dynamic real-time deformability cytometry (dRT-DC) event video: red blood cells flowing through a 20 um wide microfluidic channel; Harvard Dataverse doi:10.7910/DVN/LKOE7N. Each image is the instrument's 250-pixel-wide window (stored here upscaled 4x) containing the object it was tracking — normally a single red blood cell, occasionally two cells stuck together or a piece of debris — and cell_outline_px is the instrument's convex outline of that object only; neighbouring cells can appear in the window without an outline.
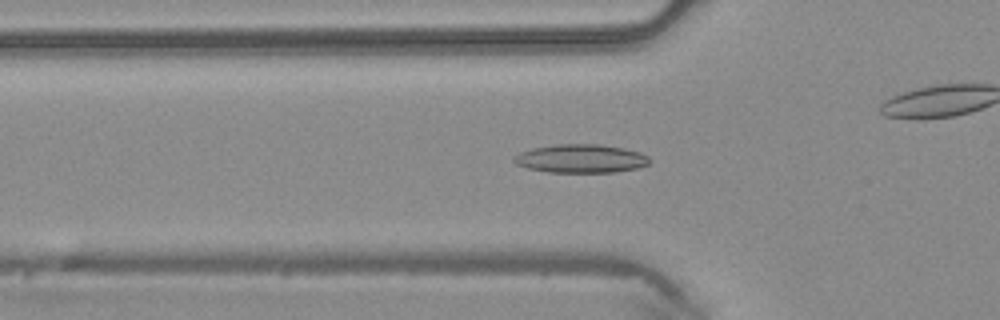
{"species": "common noctule bat (a hibernating species)", "species_latin": "Nyctalus noctula", "temperature_condition": "warm", "stored_images_in_passage": 37, "camera_frame_rate_fps": 3000, "um_per_image_px": 0.085, "animal": {"sex": "male", "body_mass_g": 20.4}, "frame": {"image": 1, "passage_image": 5, "time_ms": 1.333, "image_size_px": [1000, 320], "cell_outline_px": [[652, 160], [648, 164], [636, 168], [616, 172], [548, 172], [528, 168], [516, 164], [512, 160], [512, 156], [520, 152], [532, 148], [556, 144], [600, 144], [624, 148], [640, 152], [648, 156]], "centroid_in_image_um": [49.36, 13.47], "position_along_channel_um": 76.4, "area_um2": 22.66}}
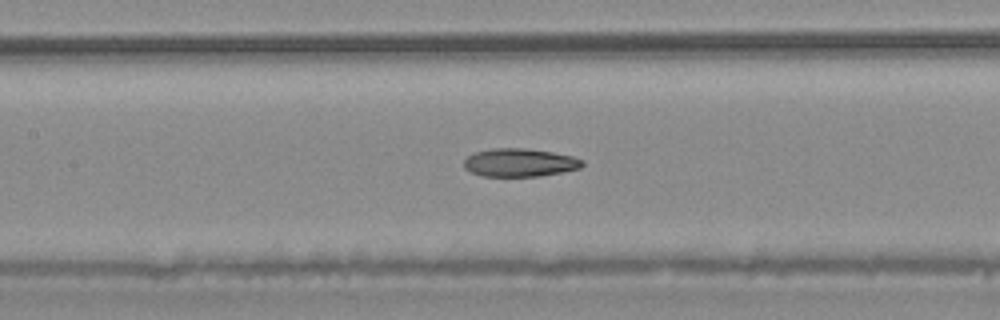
{"frame": {"image": 2, "passage_image": 11, "time_ms": 3.333, "image_size_px": [1000, 320], "cell_outline_px": [[584, 164], [580, 168], [540, 176], [480, 176], [464, 168], [464, 160], [472, 152], [492, 148], [524, 148], [552, 152], [572, 156], [584, 160]], "centroid_in_image_um": [44.15, 13.81], "position_along_channel_um": 163.3, "area_um2": 19.48}}
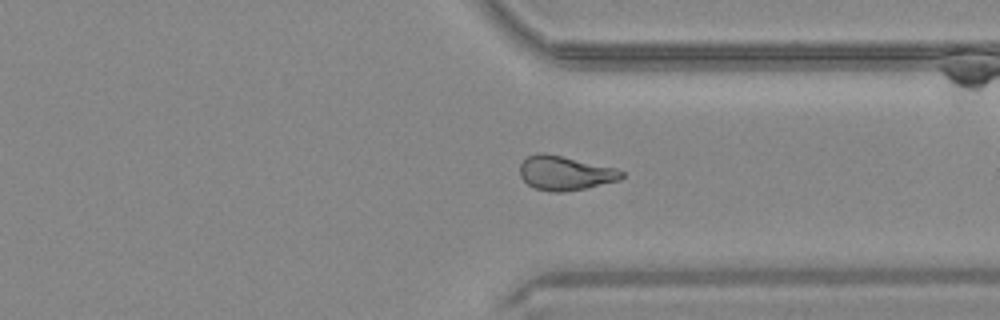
{"frame": {"image": 3, "passage_image": 25, "time_ms": 8.0, "image_size_px": [1000, 320], "cell_outline_px": [[624, 176], [620, 180], [584, 188], [560, 192], [548, 192], [536, 188], [528, 184], [520, 176], [520, 164], [528, 156], [536, 152], [544, 152], [616, 168], [624, 172]], "centroid_in_image_um": [48.02, 14.7], "position_along_channel_um": 363.4, "area_um2": 20.23}}